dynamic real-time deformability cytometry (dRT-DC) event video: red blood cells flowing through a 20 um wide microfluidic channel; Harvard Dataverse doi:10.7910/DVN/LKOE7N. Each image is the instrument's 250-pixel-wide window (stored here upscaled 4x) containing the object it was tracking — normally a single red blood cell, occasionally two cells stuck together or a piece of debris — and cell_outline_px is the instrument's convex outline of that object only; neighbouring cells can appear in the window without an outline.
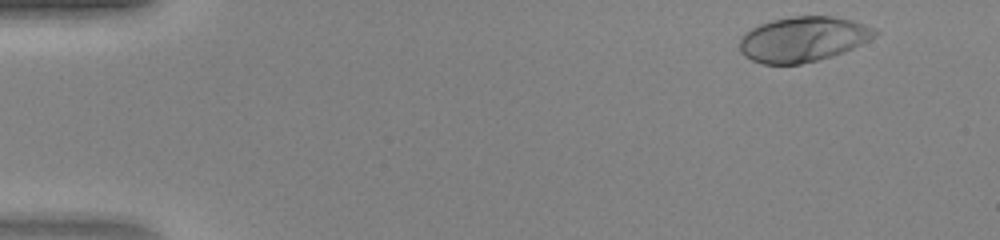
{"species": "human", "species_latin": "Homo sapiens", "temperature_condition": "warm", "stored_images_in_passage": 5, "segment_of_instrument_passage": [2, 2], "camera_frame_rate_fps": 3000, "um_per_image_px": 0.085, "donor": {"sex": "female"}, "frame": {"image": 1, "passage_image": 5, "time_ms": 1.333, "image_size_px": [1000, 240], "cell_outline_px": [[880, 32], [876, 36], [852, 48], [832, 56], [820, 60], [800, 64], [764, 64], [752, 60], [744, 56], [740, 52], [740, 40], [744, 32], [760, 24], [772, 20], [792, 16], [832, 16], [852, 20], [876, 28]], "centroid_in_image_um": [68.26, 3.33], "position_along_channel_um": 16.7, "area_um2": 35.66}}